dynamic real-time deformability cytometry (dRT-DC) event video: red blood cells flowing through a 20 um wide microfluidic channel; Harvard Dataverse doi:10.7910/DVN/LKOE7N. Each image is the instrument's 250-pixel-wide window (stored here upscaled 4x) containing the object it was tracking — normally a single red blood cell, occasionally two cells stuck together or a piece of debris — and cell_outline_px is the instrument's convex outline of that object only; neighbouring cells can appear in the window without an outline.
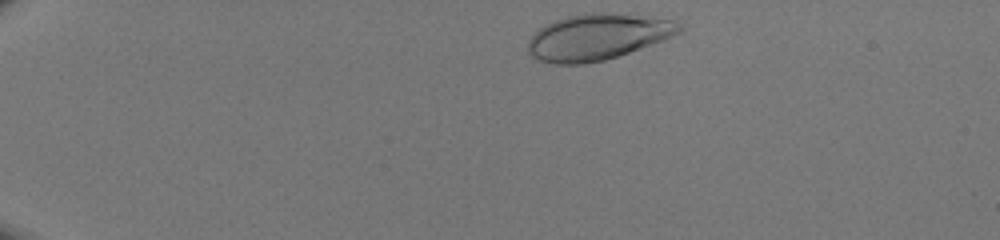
{"species": "human", "species_latin": "Homo sapiens", "temperature_condition": "room temperature", "stored_images_in_passage": 41, "camera_frame_rate_fps": 3000, "um_per_image_px": 0.085, "donor": {"sex": "male"}, "frame": {"image": 1, "passage_image": 2, "time_ms": 0.333, "image_size_px": [1000, 240], "cell_outline_px": [[680, 28], [676, 32], [660, 40], [628, 52], [604, 60], [576, 64], [560, 64], [540, 60], [532, 52], [528, 44], [532, 36], [540, 28], [548, 24], [560, 20], [576, 16], [628, 16], [668, 20]], "centroid_in_image_um": [50.69, 3.21], "position_along_channel_um": 34.3, "area_um2": 37.11}}
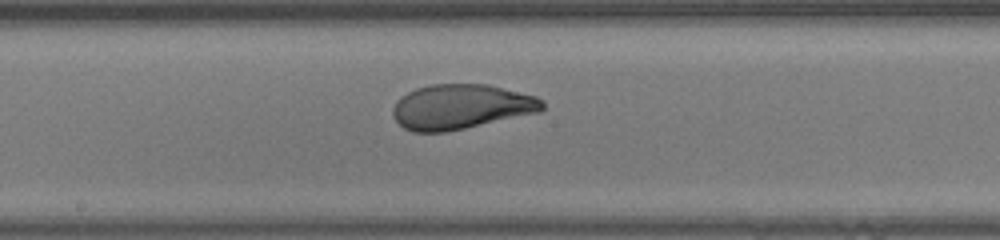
{"frame": {"image": 2, "passage_image": 21, "time_ms": 6.667, "image_size_px": [1000, 240], "cell_outline_px": [[544, 108], [540, 112], [464, 128], [444, 132], [416, 132], [404, 128], [396, 120], [392, 112], [392, 108], [408, 92], [416, 88], [432, 84], [484, 84], [536, 96], [544, 104]], "centroid_in_image_um": [39.18, 9.08], "position_along_channel_um": 209.0, "area_um2": 38.49}}
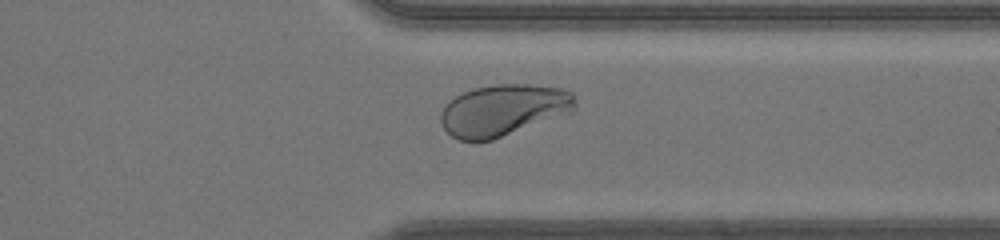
{"frame": {"image": 3, "passage_image": 32, "time_ms": 10.333, "image_size_px": [1000, 240], "cell_outline_px": [[572, 108], [492, 140], [460, 140], [452, 136], [444, 128], [440, 120], [440, 116], [444, 108], [456, 96], [464, 92], [476, 88], [500, 84], [524, 84], [560, 88], [572, 92]], "centroid_in_image_um": [42.65, 9.34], "position_along_channel_um": 368.7, "area_um2": 38.26}}